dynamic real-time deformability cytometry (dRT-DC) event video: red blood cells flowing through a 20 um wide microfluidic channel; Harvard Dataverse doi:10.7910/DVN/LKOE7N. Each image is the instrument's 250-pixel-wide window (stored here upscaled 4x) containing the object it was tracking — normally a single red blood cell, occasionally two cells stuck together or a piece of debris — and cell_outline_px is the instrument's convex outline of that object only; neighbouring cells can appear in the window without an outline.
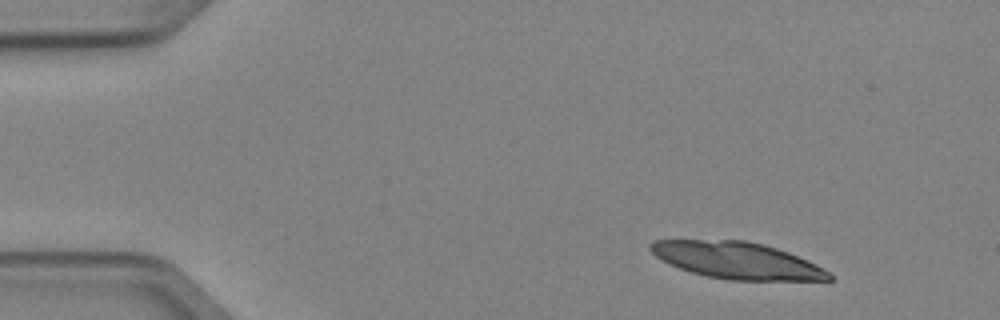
{"species": "Egyptian fruit bat (a non-hibernating species)", "species_latin": "Rousettus aegyptiacus", "temperature_condition": "cold", "stored_images_in_passage": 4, "camera_frame_rate_fps": 3000, "um_per_image_px": 0.085, "animal": {"sex": "female"}, "frame": {"image": 1, "passage_image": 2, "time_ms": 0.333, "image_size_px": [1000, 320], "cell_outline_px": [[832, 280], [728, 280], [704, 276], [680, 268], [656, 256], [648, 248], [648, 244], [652, 240], [744, 240], [764, 244], [788, 252], [808, 260], [816, 264], [828, 272], [832, 276]], "centroid_in_image_um": [62.64, 22.13], "position_along_channel_um": 22.4, "area_um2": 37.97}}